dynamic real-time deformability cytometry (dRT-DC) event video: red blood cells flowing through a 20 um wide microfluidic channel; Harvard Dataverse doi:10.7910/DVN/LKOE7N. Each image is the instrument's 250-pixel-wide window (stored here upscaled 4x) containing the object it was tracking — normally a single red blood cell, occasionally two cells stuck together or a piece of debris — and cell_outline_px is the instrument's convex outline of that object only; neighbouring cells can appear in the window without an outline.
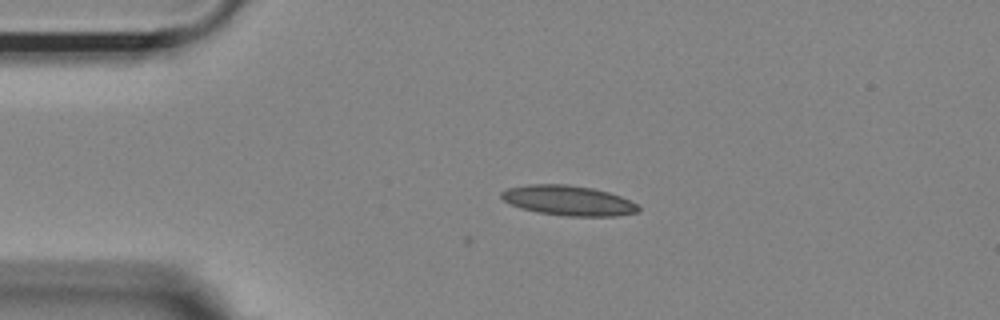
{"species": "Egyptian fruit bat (a non-hibernating species)", "species_latin": "Rousettus aegyptiacus", "temperature_condition": "room temperature", "stored_images_in_passage": 4, "camera_frame_rate_fps": 3000, "um_per_image_px": 0.085, "animal": {"sex": "female"}, "frame": {"image": 1, "passage_image": 1, "time_ms": 0.0, "image_size_px": [1000, 320], "cell_outline_px": [[640, 212], [616, 216], [568, 216], [540, 212], [520, 208], [504, 200], [500, 196], [500, 192], [508, 188], [528, 184], [564, 184], [592, 188], [608, 192], [620, 196], [636, 204], [640, 208]], "centroid_in_image_um": [48.31, 17.04], "position_along_channel_um": 36.7, "area_um2": 23.76}}